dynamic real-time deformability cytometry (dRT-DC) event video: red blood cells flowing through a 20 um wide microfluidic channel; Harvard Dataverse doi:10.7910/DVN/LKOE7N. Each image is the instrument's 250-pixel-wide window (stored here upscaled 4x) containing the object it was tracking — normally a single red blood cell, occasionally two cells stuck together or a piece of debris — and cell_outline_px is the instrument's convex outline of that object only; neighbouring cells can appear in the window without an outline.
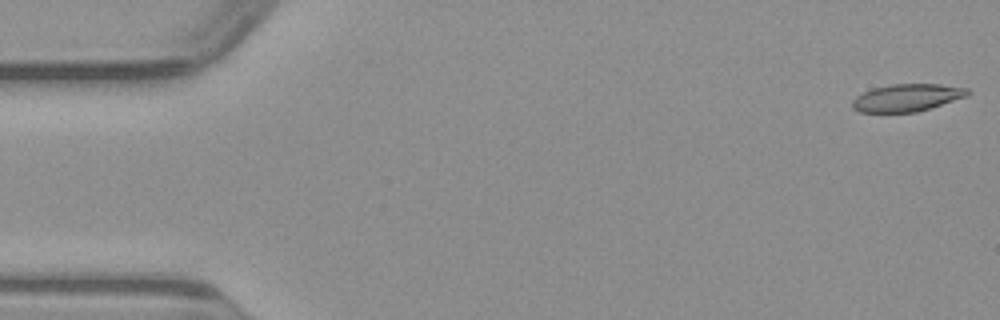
{"species": "common noctule bat (a hibernating species)", "species_latin": "Nyctalus noctula", "temperature_condition": "warm", "stored_images_in_passage": 49, "camera_frame_rate_fps": 3000, "um_per_image_px": 0.085, "animal": {"sex": "male", "body_mass_g": 23.1, "forearm_length_mm": 52.7}, "frame": {"image": 1, "passage_image": 1, "time_ms": 0.0, "image_size_px": [1000, 320], "cell_outline_px": [[972, 92], [968, 96], [916, 112], [860, 112], [852, 108], [852, 100], [856, 96], [872, 88], [892, 84], [940, 84], [968, 88]], "centroid_in_image_um": [77.11, 8.29], "position_along_channel_um": 7.9, "area_um2": 18.44}}
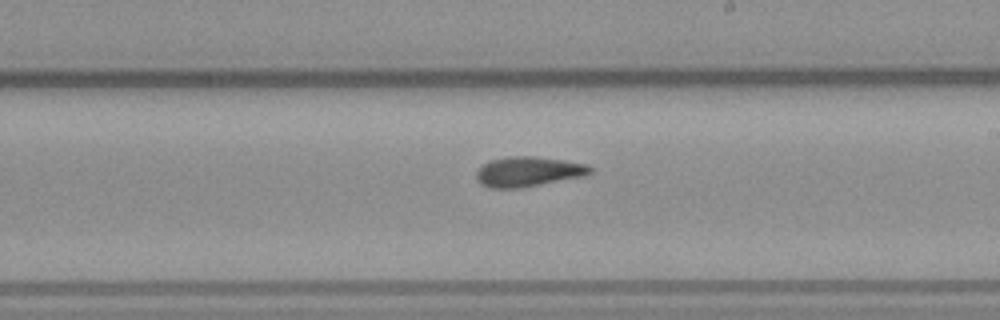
{"frame": {"image": 2, "passage_image": 28, "time_ms": 9.0, "image_size_px": [1000, 320], "cell_outline_px": [[592, 172], [584, 176], [520, 188], [488, 188], [480, 184], [476, 180], [476, 172], [484, 164], [492, 160], [508, 156], [532, 156], [564, 160], [588, 164], [592, 168]], "centroid_in_image_um": [44.9, 14.59], "position_along_channel_um": 244.1, "area_um2": 19.88}}
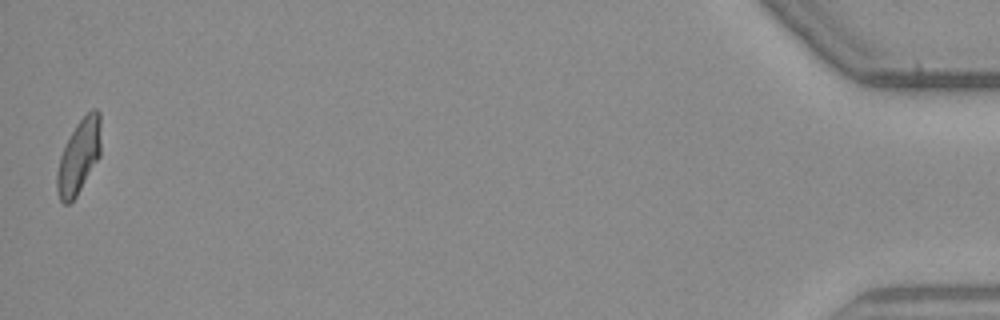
{"frame": {"image": 3, "passage_image": 49, "time_ms": 16.0, "image_size_px": [1000, 320], "cell_outline_px": [[100, 156], [76, 196], [68, 204], [64, 204], [60, 200], [56, 188], [56, 172], [60, 156], [76, 124], [92, 108], [96, 108], [100, 112]], "centroid_in_image_um": [6.7, 13.3], "position_along_channel_um": 428.5, "area_um2": 18.79}}